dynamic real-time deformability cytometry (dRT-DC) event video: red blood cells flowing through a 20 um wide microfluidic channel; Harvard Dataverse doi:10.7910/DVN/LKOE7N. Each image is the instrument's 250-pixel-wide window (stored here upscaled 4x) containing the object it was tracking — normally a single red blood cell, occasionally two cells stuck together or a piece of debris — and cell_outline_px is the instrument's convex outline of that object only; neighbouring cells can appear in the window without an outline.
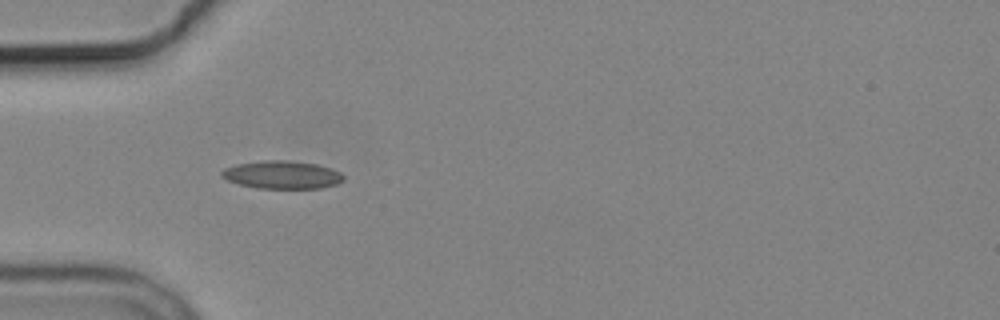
{"species": "common noctule bat (a hibernating species)", "species_latin": "Nyctalus noctula", "temperature_condition": "cold", "stored_images_in_passage": 9, "camera_frame_rate_fps": 3000, "um_per_image_px": 0.085, "animal": {"sex": "male", "body_mass_g": 19.2, "forearm_length_mm": 51.8}, "frame": {"image": 1, "passage_image": 3, "time_ms": 2.333, "image_size_px": [1000, 320], "cell_outline_px": [[344, 180], [336, 184], [320, 188], [256, 188], [240, 184], [228, 180], [220, 176], [220, 172], [224, 168], [236, 164], [264, 160], [288, 160], [316, 164], [332, 168], [340, 172], [344, 176]], "centroid_in_image_um": [23.97, 14.85], "position_along_channel_um": 61.0, "area_um2": 19.88}}
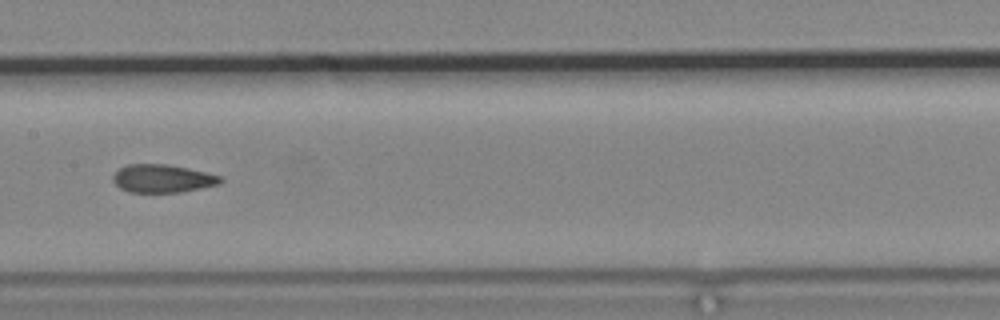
{"frame": {"image": 2, "passage_image": 6, "time_ms": 6.0, "image_size_px": [1000, 320], "cell_outline_px": [[224, 180], [220, 184], [180, 192], [128, 192], [120, 188], [112, 180], [112, 176], [120, 168], [128, 164], [168, 164], [188, 168], [220, 176]], "centroid_in_image_um": [13.8, 15.17], "position_along_channel_um": 193.6, "area_um2": 17.51}}
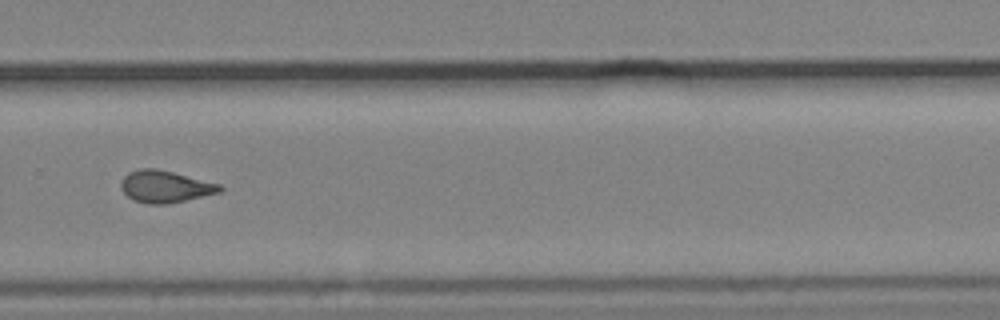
{"frame": {"image": 3, "passage_image": 9, "time_ms": 9.333, "image_size_px": [1000, 320], "cell_outline_px": [[224, 188], [220, 192], [168, 204], [148, 204], [136, 200], [128, 196], [120, 188], [120, 184], [124, 176], [128, 172], [140, 168], [156, 168], [220, 184]], "centroid_in_image_um": [14.02, 15.85], "position_along_channel_um": 315.8, "area_um2": 18.26}}